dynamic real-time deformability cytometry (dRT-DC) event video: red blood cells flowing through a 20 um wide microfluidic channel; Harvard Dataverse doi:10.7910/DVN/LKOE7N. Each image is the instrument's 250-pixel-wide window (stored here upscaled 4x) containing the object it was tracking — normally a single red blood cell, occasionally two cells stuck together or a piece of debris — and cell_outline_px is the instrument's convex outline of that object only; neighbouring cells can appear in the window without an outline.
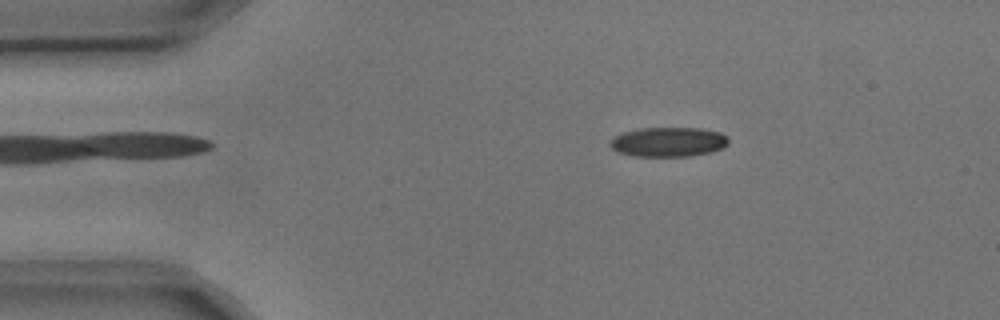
{"species": "common noctule bat (a hibernating species)", "species_latin": "Nyctalus noctula", "temperature_condition": "cold", "stored_images_in_passage": 4, "camera_frame_rate_fps": 3000, "um_per_image_px": 0.085, "animal": {"sex": "male", "body_mass_g": 17.9, "forearm_length_mm": 54.2}, "frame": {"image": 1, "passage_image": 3, "time_ms": 0.667, "image_size_px": [1000, 320], "cell_outline_px": [[728, 144], [720, 148], [708, 152], [688, 156], [636, 156], [616, 152], [608, 144], [608, 140], [624, 132], [640, 128], [700, 128], [720, 132], [728, 136]], "centroid_in_image_um": [56.77, 12.06], "position_along_channel_um": 28.2, "area_um2": 20.35}}